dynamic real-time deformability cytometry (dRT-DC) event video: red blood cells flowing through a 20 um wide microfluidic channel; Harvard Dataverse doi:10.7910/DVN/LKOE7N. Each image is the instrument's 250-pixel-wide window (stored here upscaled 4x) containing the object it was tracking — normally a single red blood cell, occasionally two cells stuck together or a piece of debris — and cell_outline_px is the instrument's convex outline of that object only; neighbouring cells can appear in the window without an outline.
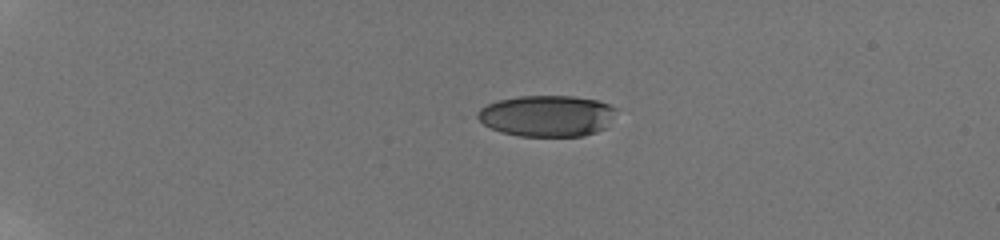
{"species": "human", "species_latin": "Homo sapiens", "temperature_condition": "room temperature", "stored_images_in_passage": 13, "camera_frame_rate_fps": 3000, "um_per_image_px": 0.085, "donor": {"sex": "male"}, "frame": {"image": 1, "passage_image": 1, "time_ms": 0.0, "image_size_px": [1000, 240], "cell_outline_px": [[616, 108], [604, 128], [596, 132], [584, 136], [520, 136], [500, 132], [484, 124], [472, 116], [480, 108], [488, 104], [500, 100], [520, 96], [572, 96], [596, 100], [608, 104]], "centroid_in_image_um": [46.42, 9.85], "position_along_channel_um": 38.6, "area_um2": 33.18}}